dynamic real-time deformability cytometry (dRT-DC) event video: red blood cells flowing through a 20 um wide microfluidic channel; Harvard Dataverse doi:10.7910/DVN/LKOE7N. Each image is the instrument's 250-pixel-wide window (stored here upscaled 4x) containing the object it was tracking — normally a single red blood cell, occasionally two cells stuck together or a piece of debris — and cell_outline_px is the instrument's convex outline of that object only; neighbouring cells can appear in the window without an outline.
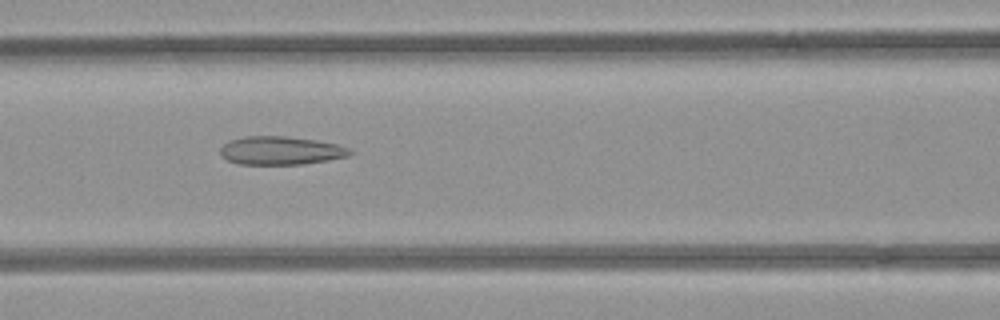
{"species": "common noctule bat (a hibernating species)", "species_latin": "Nyctalus noctula", "temperature_condition": "room temperature", "stored_images_in_passage": 40, "camera_frame_rate_fps": 3000, "um_per_image_px": 0.085, "animal": {"sex": "female", "body_mass_g": 21.9}, "frame": {"image": 1, "passage_image": 10, "time_ms": 3.0, "image_size_px": [1000, 320], "cell_outline_px": [[352, 152], [348, 156], [328, 160], [304, 164], [240, 164], [228, 160], [220, 152], [220, 148], [224, 144], [232, 140], [244, 136], [288, 136], [316, 140], [336, 144], [348, 148]], "centroid_in_image_um": [23.87, 12.79], "position_along_channel_um": 142.7, "area_um2": 21.21}}
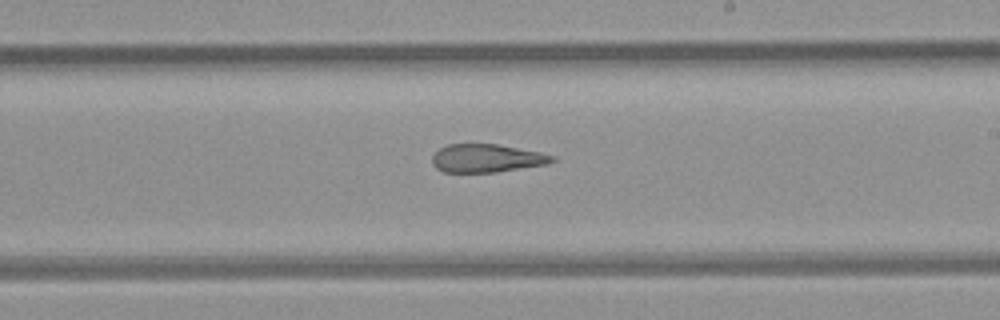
{"frame": {"image": 2, "passage_image": 18, "time_ms": 5.667, "image_size_px": [1000, 320], "cell_outline_px": [[556, 160], [548, 164], [496, 172], [444, 172], [436, 168], [432, 164], [432, 156], [440, 148], [448, 144], [496, 144], [540, 152], [556, 156]], "centroid_in_image_um": [41.38, 13.45], "position_along_channel_um": 247.6, "area_um2": 19.71}}
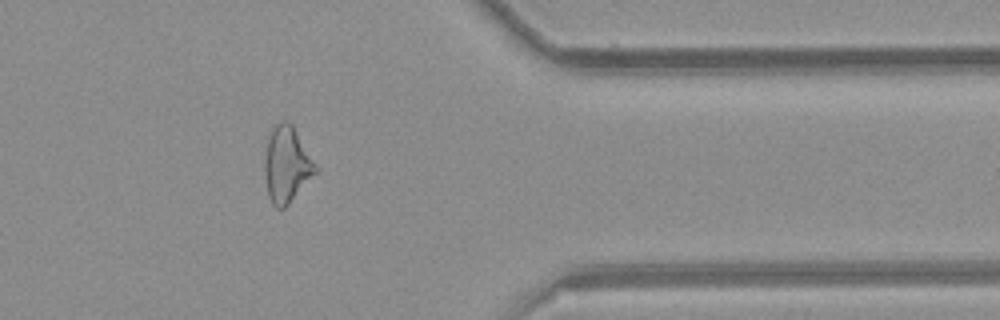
{"frame": {"image": 3, "passage_image": 30, "time_ms": 9.667, "image_size_px": [1000, 320], "cell_outline_px": [[316, 172], [288, 204], [284, 208], [276, 208], [272, 204], [268, 196], [264, 172], [264, 160], [268, 140], [272, 124], [280, 120], [288, 120], [292, 124], [312, 160], [316, 168]], "centroid_in_image_um": [24.31, 13.96], "position_along_channel_um": 387.1, "area_um2": 22.14}, "authors_computed_cell_mechanics": {"area_um2": 22.0218, "velocity_mm_per_s": 3.9301, "shape_relaxation_time_tau1_ms": null, "shape_relaxation_time_tau2_ms": 3.507, "deformation_change_tau1": null, "deformation_change_tau2": 0.148}}